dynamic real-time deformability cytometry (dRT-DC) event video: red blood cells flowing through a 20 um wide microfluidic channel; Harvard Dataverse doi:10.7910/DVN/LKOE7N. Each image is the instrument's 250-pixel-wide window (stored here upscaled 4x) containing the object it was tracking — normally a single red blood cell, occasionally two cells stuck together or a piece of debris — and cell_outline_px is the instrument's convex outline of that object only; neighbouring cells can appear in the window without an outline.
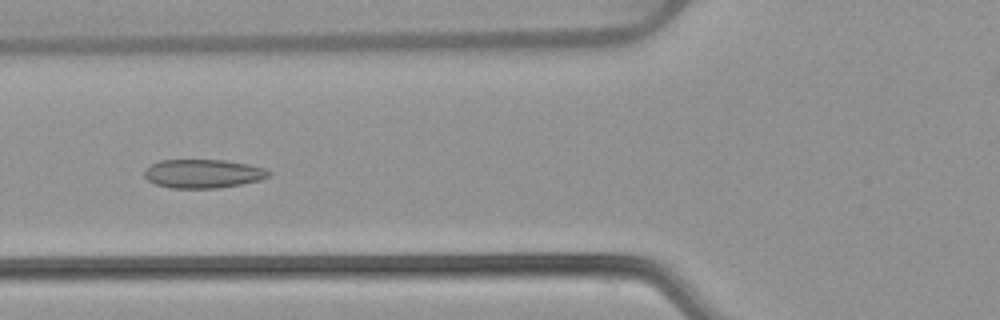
{"species": "common noctule bat (a hibernating species)", "species_latin": "Nyctalus noctula", "temperature_condition": "warm", "stored_images_in_passage": 53, "camera_frame_rate_fps": 3000, "um_per_image_px": 0.085, "animal": {"sex": "female", "body_mass_g": 22.7, "forearm_length_mm": 54.2}, "frame": {"image": 1, "passage_image": 20, "time_ms": 6.333, "image_size_px": [1000, 320], "cell_outline_px": [[272, 172], [268, 176], [260, 180], [240, 184], [216, 188], [168, 188], [156, 184], [148, 180], [144, 176], [144, 172], [152, 164], [160, 160], [224, 160], [248, 164], [264, 168]], "centroid_in_image_um": [17.26, 14.76], "position_along_channel_um": 108.5, "area_um2": 20.69}}
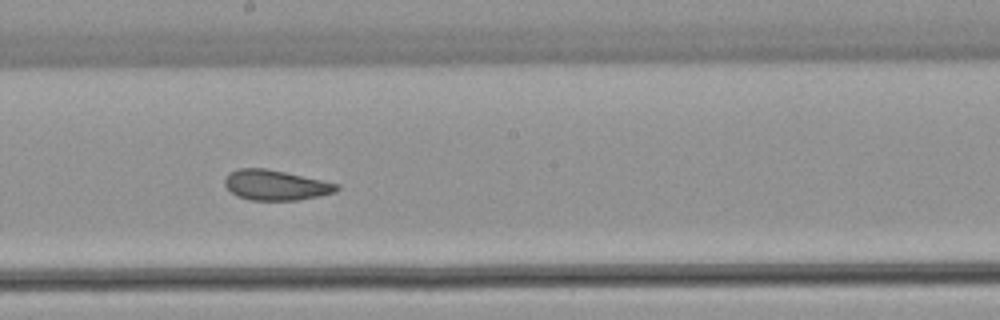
{"frame": {"image": 2, "passage_image": 29, "time_ms": 9.333, "image_size_px": [1000, 320], "cell_outline_px": [[340, 188], [336, 192], [320, 196], [296, 200], [248, 200], [236, 196], [224, 184], [224, 180], [228, 172], [240, 168], [264, 168], [284, 172], [340, 184]], "centroid_in_image_um": [23.42, 15.74], "position_along_channel_um": 224.8, "area_um2": 19.71}}
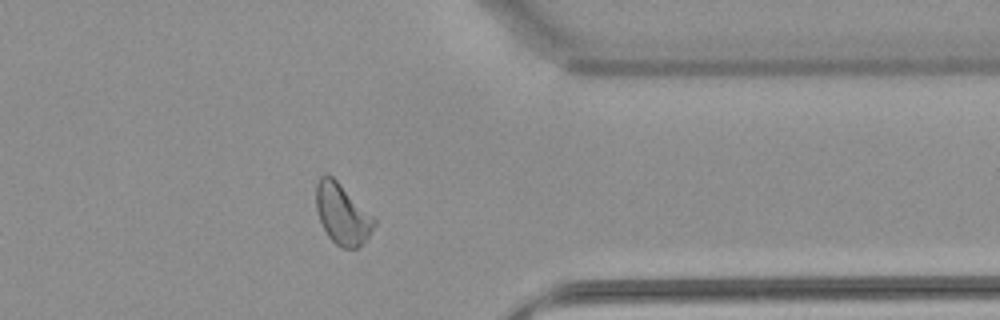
{"frame": {"image": 3, "passage_image": 42, "time_ms": 13.667, "image_size_px": [1000, 320], "cell_outline_px": [[376, 224], [368, 236], [356, 248], [340, 248], [328, 236], [320, 220], [316, 208], [316, 184], [320, 176], [328, 172], [376, 220]], "centroid_in_image_um": [29.06, 18.18], "position_along_channel_um": 382.3, "area_um2": 20.06}, "authors_computed_cell_mechanics": {"area_um2": 20.9814, "velocity_mm_per_s": 3.8756, "shape_relaxation_time_tau1_ms": null, "shape_relaxation_time_tau2_ms": 1.9982, "deformation_change_tau1": null, "deformation_change_tau2": 0.0761}}